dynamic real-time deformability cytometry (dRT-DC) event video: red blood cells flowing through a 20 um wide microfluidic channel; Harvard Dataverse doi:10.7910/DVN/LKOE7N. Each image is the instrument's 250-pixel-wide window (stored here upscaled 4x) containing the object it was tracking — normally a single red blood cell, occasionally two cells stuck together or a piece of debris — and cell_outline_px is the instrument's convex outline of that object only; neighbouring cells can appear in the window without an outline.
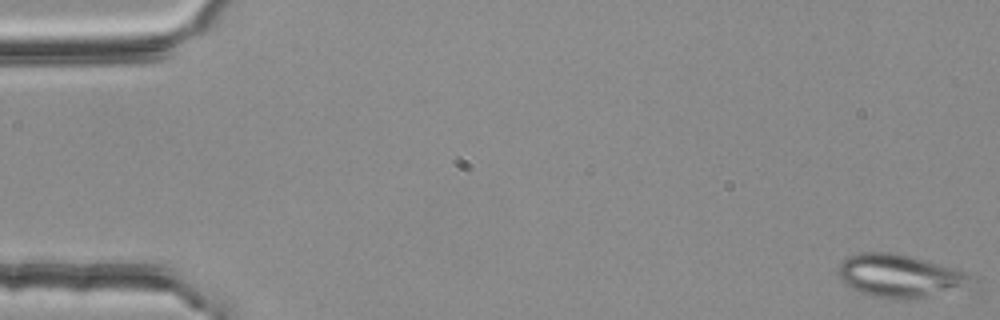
{"species": "common noctule bat (a hibernating species)", "species_latin": "Nyctalus noctula", "temperature_condition": "room temperature", "stored_images_in_passage": 52, "camera_frame_rate_fps": 3000, "um_per_image_px": 0.085, "animal": {"sex": "female", "body_mass_g": 25.1}, "frame": {"image": 1, "passage_image": 1, "time_ms": 0.0, "image_size_px": [1000, 320], "cell_outline_px": [[980, 292], [976, 296], [908, 300], [900, 300], [872, 296], [860, 292], [844, 284], [836, 272], [836, 268], [848, 256], [860, 252], [892, 252], [940, 264], [976, 276]], "centroid_in_image_um": [76.87, 23.58], "position_along_channel_um": 8.1, "area_um2": 36.47}}
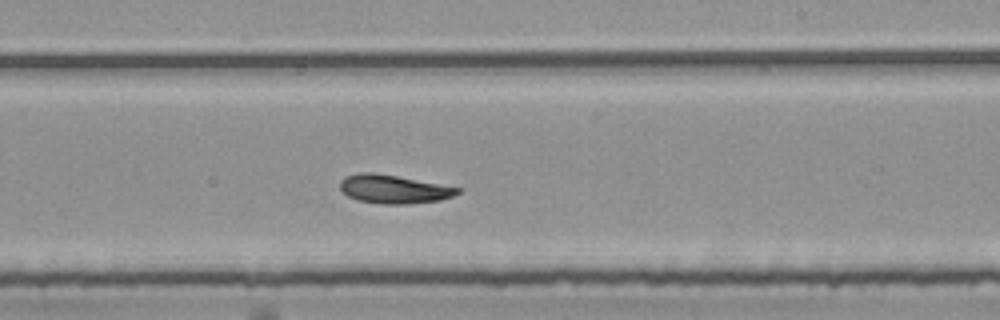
{"frame": {"image": 2, "passage_image": 33, "time_ms": 10.667, "image_size_px": [1000, 320], "cell_outline_px": [[460, 192], [452, 196], [440, 200], [408, 204], [380, 204], [356, 200], [340, 192], [340, 180], [344, 176], [360, 172], [372, 172], [396, 176], [460, 188]], "centroid_in_image_um": [33.38, 16.08], "position_along_channel_um": 255.6, "area_um2": 19.54}}
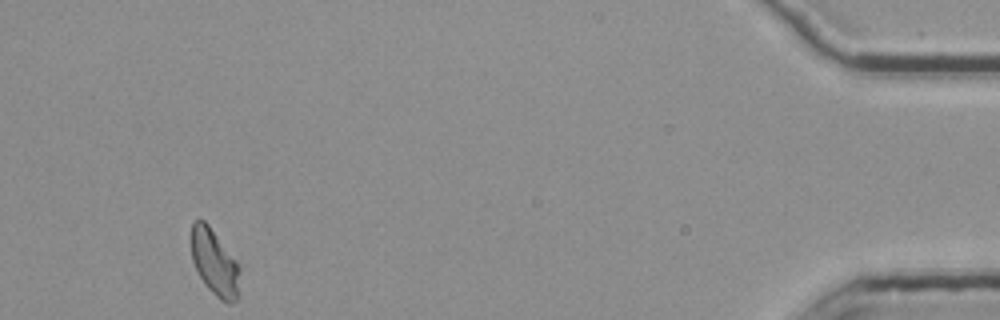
{"frame": {"image": 3, "passage_image": 52, "time_ms": 17.0, "image_size_px": [1000, 320], "cell_outline_px": [[240, 272], [236, 300], [232, 304], [228, 304], [220, 300], [204, 284], [192, 260], [188, 240], [192, 224], [196, 220], [204, 220], [208, 224], [240, 260]], "centroid_in_image_um": [18.24, 22.26], "position_along_channel_um": 417.0, "area_um2": 19.59}, "authors_computed_cell_mechanics": {"area_um2": 20.0277, "velocity_mm_per_s": 3.7425, "shape_relaxation_time_tau1_ms": 7.0971, "shape_relaxation_time_tau2_ms": 2.7347, "deformation_change_tau1": 0.1418, "deformation_change_tau2": 0.0669}}